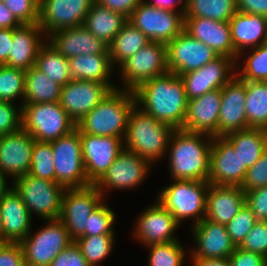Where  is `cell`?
<instances>
[{
  "mask_svg": "<svg viewBox=\"0 0 267 266\" xmlns=\"http://www.w3.org/2000/svg\"><path fill=\"white\" fill-rule=\"evenodd\" d=\"M35 66L60 86L71 80L69 60L47 42L39 50Z\"/></svg>",
  "mask_w": 267,
  "mask_h": 266,
  "instance_id": "obj_39",
  "label": "cell"
},
{
  "mask_svg": "<svg viewBox=\"0 0 267 266\" xmlns=\"http://www.w3.org/2000/svg\"><path fill=\"white\" fill-rule=\"evenodd\" d=\"M167 68L177 75L197 70L219 55L183 30L166 44Z\"/></svg>",
  "mask_w": 267,
  "mask_h": 266,
  "instance_id": "obj_16",
  "label": "cell"
},
{
  "mask_svg": "<svg viewBox=\"0 0 267 266\" xmlns=\"http://www.w3.org/2000/svg\"><path fill=\"white\" fill-rule=\"evenodd\" d=\"M22 128V106L0 100V135L16 132Z\"/></svg>",
  "mask_w": 267,
  "mask_h": 266,
  "instance_id": "obj_47",
  "label": "cell"
},
{
  "mask_svg": "<svg viewBox=\"0 0 267 266\" xmlns=\"http://www.w3.org/2000/svg\"><path fill=\"white\" fill-rule=\"evenodd\" d=\"M0 266H25L23 251L19 243H0Z\"/></svg>",
  "mask_w": 267,
  "mask_h": 266,
  "instance_id": "obj_52",
  "label": "cell"
},
{
  "mask_svg": "<svg viewBox=\"0 0 267 266\" xmlns=\"http://www.w3.org/2000/svg\"><path fill=\"white\" fill-rule=\"evenodd\" d=\"M192 266H230L228 258L191 259Z\"/></svg>",
  "mask_w": 267,
  "mask_h": 266,
  "instance_id": "obj_59",
  "label": "cell"
},
{
  "mask_svg": "<svg viewBox=\"0 0 267 266\" xmlns=\"http://www.w3.org/2000/svg\"><path fill=\"white\" fill-rule=\"evenodd\" d=\"M144 2L156 8L181 12L183 15L187 6V0H144Z\"/></svg>",
  "mask_w": 267,
  "mask_h": 266,
  "instance_id": "obj_56",
  "label": "cell"
},
{
  "mask_svg": "<svg viewBox=\"0 0 267 266\" xmlns=\"http://www.w3.org/2000/svg\"><path fill=\"white\" fill-rule=\"evenodd\" d=\"M28 174L55 182L54 155L50 142L34 141Z\"/></svg>",
  "mask_w": 267,
  "mask_h": 266,
  "instance_id": "obj_43",
  "label": "cell"
},
{
  "mask_svg": "<svg viewBox=\"0 0 267 266\" xmlns=\"http://www.w3.org/2000/svg\"><path fill=\"white\" fill-rule=\"evenodd\" d=\"M8 185V177L0 171V199L12 188Z\"/></svg>",
  "mask_w": 267,
  "mask_h": 266,
  "instance_id": "obj_60",
  "label": "cell"
},
{
  "mask_svg": "<svg viewBox=\"0 0 267 266\" xmlns=\"http://www.w3.org/2000/svg\"><path fill=\"white\" fill-rule=\"evenodd\" d=\"M45 223L36 233L31 230L19 243L25 266H50L53 259L74 242L60 219L45 220Z\"/></svg>",
  "mask_w": 267,
  "mask_h": 266,
  "instance_id": "obj_8",
  "label": "cell"
},
{
  "mask_svg": "<svg viewBox=\"0 0 267 266\" xmlns=\"http://www.w3.org/2000/svg\"><path fill=\"white\" fill-rule=\"evenodd\" d=\"M25 70L0 65V100L24 104ZM20 98V99H18ZM22 98V99H21ZM22 100V102H20Z\"/></svg>",
  "mask_w": 267,
  "mask_h": 266,
  "instance_id": "obj_42",
  "label": "cell"
},
{
  "mask_svg": "<svg viewBox=\"0 0 267 266\" xmlns=\"http://www.w3.org/2000/svg\"><path fill=\"white\" fill-rule=\"evenodd\" d=\"M114 12H119L129 17L133 10L144 0H95Z\"/></svg>",
  "mask_w": 267,
  "mask_h": 266,
  "instance_id": "obj_54",
  "label": "cell"
},
{
  "mask_svg": "<svg viewBox=\"0 0 267 266\" xmlns=\"http://www.w3.org/2000/svg\"><path fill=\"white\" fill-rule=\"evenodd\" d=\"M150 41L164 44L172 41L184 30L181 12L156 8L142 1L127 18Z\"/></svg>",
  "mask_w": 267,
  "mask_h": 266,
  "instance_id": "obj_12",
  "label": "cell"
},
{
  "mask_svg": "<svg viewBox=\"0 0 267 266\" xmlns=\"http://www.w3.org/2000/svg\"><path fill=\"white\" fill-rule=\"evenodd\" d=\"M191 229L195 246L187 250L190 259L228 258L236 249L223 224L204 218Z\"/></svg>",
  "mask_w": 267,
  "mask_h": 266,
  "instance_id": "obj_21",
  "label": "cell"
},
{
  "mask_svg": "<svg viewBox=\"0 0 267 266\" xmlns=\"http://www.w3.org/2000/svg\"><path fill=\"white\" fill-rule=\"evenodd\" d=\"M257 222L251 209L245 204L237 215L225 225L232 242L238 247Z\"/></svg>",
  "mask_w": 267,
  "mask_h": 266,
  "instance_id": "obj_45",
  "label": "cell"
},
{
  "mask_svg": "<svg viewBox=\"0 0 267 266\" xmlns=\"http://www.w3.org/2000/svg\"><path fill=\"white\" fill-rule=\"evenodd\" d=\"M34 141L23 128L0 135V171L11 181L29 173Z\"/></svg>",
  "mask_w": 267,
  "mask_h": 266,
  "instance_id": "obj_22",
  "label": "cell"
},
{
  "mask_svg": "<svg viewBox=\"0 0 267 266\" xmlns=\"http://www.w3.org/2000/svg\"><path fill=\"white\" fill-rule=\"evenodd\" d=\"M10 184L32 218L33 215H37L44 221L60 218L62 196L65 190L62 185L30 174L16 178Z\"/></svg>",
  "mask_w": 267,
  "mask_h": 266,
  "instance_id": "obj_6",
  "label": "cell"
},
{
  "mask_svg": "<svg viewBox=\"0 0 267 266\" xmlns=\"http://www.w3.org/2000/svg\"><path fill=\"white\" fill-rule=\"evenodd\" d=\"M12 41L8 60L4 65L28 70L35 65L39 50L46 43V35L38 23L22 24L13 29Z\"/></svg>",
  "mask_w": 267,
  "mask_h": 266,
  "instance_id": "obj_27",
  "label": "cell"
},
{
  "mask_svg": "<svg viewBox=\"0 0 267 266\" xmlns=\"http://www.w3.org/2000/svg\"><path fill=\"white\" fill-rule=\"evenodd\" d=\"M13 29H0V65H4L11 50Z\"/></svg>",
  "mask_w": 267,
  "mask_h": 266,
  "instance_id": "obj_57",
  "label": "cell"
},
{
  "mask_svg": "<svg viewBox=\"0 0 267 266\" xmlns=\"http://www.w3.org/2000/svg\"><path fill=\"white\" fill-rule=\"evenodd\" d=\"M126 22L127 17L123 14L111 11L94 1L83 26L109 46Z\"/></svg>",
  "mask_w": 267,
  "mask_h": 266,
  "instance_id": "obj_32",
  "label": "cell"
},
{
  "mask_svg": "<svg viewBox=\"0 0 267 266\" xmlns=\"http://www.w3.org/2000/svg\"><path fill=\"white\" fill-rule=\"evenodd\" d=\"M61 88L34 65L25 70L24 104L59 102Z\"/></svg>",
  "mask_w": 267,
  "mask_h": 266,
  "instance_id": "obj_34",
  "label": "cell"
},
{
  "mask_svg": "<svg viewBox=\"0 0 267 266\" xmlns=\"http://www.w3.org/2000/svg\"><path fill=\"white\" fill-rule=\"evenodd\" d=\"M118 67V77L123 83L118 88L134 91L144 82L169 72L166 44L151 41Z\"/></svg>",
  "mask_w": 267,
  "mask_h": 266,
  "instance_id": "obj_9",
  "label": "cell"
},
{
  "mask_svg": "<svg viewBox=\"0 0 267 266\" xmlns=\"http://www.w3.org/2000/svg\"><path fill=\"white\" fill-rule=\"evenodd\" d=\"M245 90L249 128L267 130V82L245 81Z\"/></svg>",
  "mask_w": 267,
  "mask_h": 266,
  "instance_id": "obj_36",
  "label": "cell"
},
{
  "mask_svg": "<svg viewBox=\"0 0 267 266\" xmlns=\"http://www.w3.org/2000/svg\"><path fill=\"white\" fill-rule=\"evenodd\" d=\"M82 158L88 181L94 185L124 149L118 137L80 133Z\"/></svg>",
  "mask_w": 267,
  "mask_h": 266,
  "instance_id": "obj_18",
  "label": "cell"
},
{
  "mask_svg": "<svg viewBox=\"0 0 267 266\" xmlns=\"http://www.w3.org/2000/svg\"><path fill=\"white\" fill-rule=\"evenodd\" d=\"M221 101V89L188 100L186 116L181 130L218 137Z\"/></svg>",
  "mask_w": 267,
  "mask_h": 266,
  "instance_id": "obj_25",
  "label": "cell"
},
{
  "mask_svg": "<svg viewBox=\"0 0 267 266\" xmlns=\"http://www.w3.org/2000/svg\"><path fill=\"white\" fill-rule=\"evenodd\" d=\"M244 205L245 191L241 186L210 184L205 219L226 225Z\"/></svg>",
  "mask_w": 267,
  "mask_h": 266,
  "instance_id": "obj_29",
  "label": "cell"
},
{
  "mask_svg": "<svg viewBox=\"0 0 267 266\" xmlns=\"http://www.w3.org/2000/svg\"><path fill=\"white\" fill-rule=\"evenodd\" d=\"M209 186L205 181L171 180V184L158 191L156 200L180 225L192 219L191 226H194L206 216Z\"/></svg>",
  "mask_w": 267,
  "mask_h": 266,
  "instance_id": "obj_5",
  "label": "cell"
},
{
  "mask_svg": "<svg viewBox=\"0 0 267 266\" xmlns=\"http://www.w3.org/2000/svg\"><path fill=\"white\" fill-rule=\"evenodd\" d=\"M265 186H267V149L260 159L247 169V174L241 188L246 192Z\"/></svg>",
  "mask_w": 267,
  "mask_h": 266,
  "instance_id": "obj_49",
  "label": "cell"
},
{
  "mask_svg": "<svg viewBox=\"0 0 267 266\" xmlns=\"http://www.w3.org/2000/svg\"><path fill=\"white\" fill-rule=\"evenodd\" d=\"M230 266H267V259L257 253L236 247L228 257Z\"/></svg>",
  "mask_w": 267,
  "mask_h": 266,
  "instance_id": "obj_53",
  "label": "cell"
},
{
  "mask_svg": "<svg viewBox=\"0 0 267 266\" xmlns=\"http://www.w3.org/2000/svg\"><path fill=\"white\" fill-rule=\"evenodd\" d=\"M152 166L148 160L124 148L94 186L107 200L109 190H133L142 186Z\"/></svg>",
  "mask_w": 267,
  "mask_h": 266,
  "instance_id": "obj_11",
  "label": "cell"
},
{
  "mask_svg": "<svg viewBox=\"0 0 267 266\" xmlns=\"http://www.w3.org/2000/svg\"><path fill=\"white\" fill-rule=\"evenodd\" d=\"M237 11L236 0H187L184 18L203 17L229 22Z\"/></svg>",
  "mask_w": 267,
  "mask_h": 266,
  "instance_id": "obj_37",
  "label": "cell"
},
{
  "mask_svg": "<svg viewBox=\"0 0 267 266\" xmlns=\"http://www.w3.org/2000/svg\"><path fill=\"white\" fill-rule=\"evenodd\" d=\"M135 105L136 97L133 91L113 89L76 124V128L80 133L124 140L128 119Z\"/></svg>",
  "mask_w": 267,
  "mask_h": 266,
  "instance_id": "obj_3",
  "label": "cell"
},
{
  "mask_svg": "<svg viewBox=\"0 0 267 266\" xmlns=\"http://www.w3.org/2000/svg\"><path fill=\"white\" fill-rule=\"evenodd\" d=\"M71 80H87L113 83L111 76L115 71L110 54H86L69 58Z\"/></svg>",
  "mask_w": 267,
  "mask_h": 266,
  "instance_id": "obj_31",
  "label": "cell"
},
{
  "mask_svg": "<svg viewBox=\"0 0 267 266\" xmlns=\"http://www.w3.org/2000/svg\"><path fill=\"white\" fill-rule=\"evenodd\" d=\"M245 204L257 221H267V186L246 191Z\"/></svg>",
  "mask_w": 267,
  "mask_h": 266,
  "instance_id": "obj_50",
  "label": "cell"
},
{
  "mask_svg": "<svg viewBox=\"0 0 267 266\" xmlns=\"http://www.w3.org/2000/svg\"><path fill=\"white\" fill-rule=\"evenodd\" d=\"M107 204L105 199L89 216L86 236L115 235L113 226L117 216Z\"/></svg>",
  "mask_w": 267,
  "mask_h": 266,
  "instance_id": "obj_44",
  "label": "cell"
},
{
  "mask_svg": "<svg viewBox=\"0 0 267 266\" xmlns=\"http://www.w3.org/2000/svg\"><path fill=\"white\" fill-rule=\"evenodd\" d=\"M221 97L218 137L249 128L245 109V81L235 76L221 88Z\"/></svg>",
  "mask_w": 267,
  "mask_h": 266,
  "instance_id": "obj_23",
  "label": "cell"
},
{
  "mask_svg": "<svg viewBox=\"0 0 267 266\" xmlns=\"http://www.w3.org/2000/svg\"><path fill=\"white\" fill-rule=\"evenodd\" d=\"M212 138L203 133L174 130L166 154L170 178L208 182Z\"/></svg>",
  "mask_w": 267,
  "mask_h": 266,
  "instance_id": "obj_2",
  "label": "cell"
},
{
  "mask_svg": "<svg viewBox=\"0 0 267 266\" xmlns=\"http://www.w3.org/2000/svg\"><path fill=\"white\" fill-rule=\"evenodd\" d=\"M246 51L241 52L237 57L236 76L243 81L267 82V44L262 43L260 46ZM244 57L246 58L242 61L245 62L239 63V59Z\"/></svg>",
  "mask_w": 267,
  "mask_h": 266,
  "instance_id": "obj_38",
  "label": "cell"
},
{
  "mask_svg": "<svg viewBox=\"0 0 267 266\" xmlns=\"http://www.w3.org/2000/svg\"><path fill=\"white\" fill-rule=\"evenodd\" d=\"M234 146L242 165L252 167L267 149V130L246 128L225 136Z\"/></svg>",
  "mask_w": 267,
  "mask_h": 266,
  "instance_id": "obj_33",
  "label": "cell"
},
{
  "mask_svg": "<svg viewBox=\"0 0 267 266\" xmlns=\"http://www.w3.org/2000/svg\"><path fill=\"white\" fill-rule=\"evenodd\" d=\"M0 243H3V227H2L1 214H0Z\"/></svg>",
  "mask_w": 267,
  "mask_h": 266,
  "instance_id": "obj_61",
  "label": "cell"
},
{
  "mask_svg": "<svg viewBox=\"0 0 267 266\" xmlns=\"http://www.w3.org/2000/svg\"><path fill=\"white\" fill-rule=\"evenodd\" d=\"M50 143L54 155L55 182L65 189L92 185L84 168L79 130L75 128L69 134Z\"/></svg>",
  "mask_w": 267,
  "mask_h": 266,
  "instance_id": "obj_10",
  "label": "cell"
},
{
  "mask_svg": "<svg viewBox=\"0 0 267 266\" xmlns=\"http://www.w3.org/2000/svg\"><path fill=\"white\" fill-rule=\"evenodd\" d=\"M118 88L114 83H101L87 80H70L61 88L59 103L70 119L77 124L111 90Z\"/></svg>",
  "mask_w": 267,
  "mask_h": 266,
  "instance_id": "obj_14",
  "label": "cell"
},
{
  "mask_svg": "<svg viewBox=\"0 0 267 266\" xmlns=\"http://www.w3.org/2000/svg\"><path fill=\"white\" fill-rule=\"evenodd\" d=\"M149 42L151 41L139 29L127 21L109 45L112 65L119 66Z\"/></svg>",
  "mask_w": 267,
  "mask_h": 266,
  "instance_id": "obj_35",
  "label": "cell"
},
{
  "mask_svg": "<svg viewBox=\"0 0 267 266\" xmlns=\"http://www.w3.org/2000/svg\"><path fill=\"white\" fill-rule=\"evenodd\" d=\"M229 24L232 43L237 55L265 43L267 17L237 11Z\"/></svg>",
  "mask_w": 267,
  "mask_h": 266,
  "instance_id": "obj_30",
  "label": "cell"
},
{
  "mask_svg": "<svg viewBox=\"0 0 267 266\" xmlns=\"http://www.w3.org/2000/svg\"><path fill=\"white\" fill-rule=\"evenodd\" d=\"M21 25L4 2H0V29H15Z\"/></svg>",
  "mask_w": 267,
  "mask_h": 266,
  "instance_id": "obj_58",
  "label": "cell"
},
{
  "mask_svg": "<svg viewBox=\"0 0 267 266\" xmlns=\"http://www.w3.org/2000/svg\"><path fill=\"white\" fill-rule=\"evenodd\" d=\"M178 76L183 81L187 99L191 100L230 82L236 76V60L218 56L201 68Z\"/></svg>",
  "mask_w": 267,
  "mask_h": 266,
  "instance_id": "obj_15",
  "label": "cell"
},
{
  "mask_svg": "<svg viewBox=\"0 0 267 266\" xmlns=\"http://www.w3.org/2000/svg\"><path fill=\"white\" fill-rule=\"evenodd\" d=\"M3 243H20L32 230V217L16 191L11 188L0 199Z\"/></svg>",
  "mask_w": 267,
  "mask_h": 266,
  "instance_id": "obj_28",
  "label": "cell"
},
{
  "mask_svg": "<svg viewBox=\"0 0 267 266\" xmlns=\"http://www.w3.org/2000/svg\"><path fill=\"white\" fill-rule=\"evenodd\" d=\"M46 42L67 59L86 54H109V46L83 25L50 33Z\"/></svg>",
  "mask_w": 267,
  "mask_h": 266,
  "instance_id": "obj_24",
  "label": "cell"
},
{
  "mask_svg": "<svg viewBox=\"0 0 267 266\" xmlns=\"http://www.w3.org/2000/svg\"><path fill=\"white\" fill-rule=\"evenodd\" d=\"M4 4L21 24L38 23L39 0H5Z\"/></svg>",
  "mask_w": 267,
  "mask_h": 266,
  "instance_id": "obj_48",
  "label": "cell"
},
{
  "mask_svg": "<svg viewBox=\"0 0 267 266\" xmlns=\"http://www.w3.org/2000/svg\"><path fill=\"white\" fill-rule=\"evenodd\" d=\"M174 130L135 105L128 119L124 148L154 166L166 156Z\"/></svg>",
  "mask_w": 267,
  "mask_h": 266,
  "instance_id": "obj_4",
  "label": "cell"
},
{
  "mask_svg": "<svg viewBox=\"0 0 267 266\" xmlns=\"http://www.w3.org/2000/svg\"><path fill=\"white\" fill-rule=\"evenodd\" d=\"M240 12L267 17V0H236Z\"/></svg>",
  "mask_w": 267,
  "mask_h": 266,
  "instance_id": "obj_55",
  "label": "cell"
},
{
  "mask_svg": "<svg viewBox=\"0 0 267 266\" xmlns=\"http://www.w3.org/2000/svg\"><path fill=\"white\" fill-rule=\"evenodd\" d=\"M116 235L81 236L74 242L90 266H99L112 254Z\"/></svg>",
  "mask_w": 267,
  "mask_h": 266,
  "instance_id": "obj_40",
  "label": "cell"
},
{
  "mask_svg": "<svg viewBox=\"0 0 267 266\" xmlns=\"http://www.w3.org/2000/svg\"><path fill=\"white\" fill-rule=\"evenodd\" d=\"M238 247L267 259V221H257Z\"/></svg>",
  "mask_w": 267,
  "mask_h": 266,
  "instance_id": "obj_46",
  "label": "cell"
},
{
  "mask_svg": "<svg viewBox=\"0 0 267 266\" xmlns=\"http://www.w3.org/2000/svg\"><path fill=\"white\" fill-rule=\"evenodd\" d=\"M50 266H90L75 242L61 251Z\"/></svg>",
  "mask_w": 267,
  "mask_h": 266,
  "instance_id": "obj_51",
  "label": "cell"
},
{
  "mask_svg": "<svg viewBox=\"0 0 267 266\" xmlns=\"http://www.w3.org/2000/svg\"><path fill=\"white\" fill-rule=\"evenodd\" d=\"M155 203L143 209L134 224L133 239L145 247L179 240L174 234L180 224L156 200Z\"/></svg>",
  "mask_w": 267,
  "mask_h": 266,
  "instance_id": "obj_19",
  "label": "cell"
},
{
  "mask_svg": "<svg viewBox=\"0 0 267 266\" xmlns=\"http://www.w3.org/2000/svg\"><path fill=\"white\" fill-rule=\"evenodd\" d=\"M136 105L153 118L173 129H182L188 99L182 79L166 73L141 84L133 91Z\"/></svg>",
  "mask_w": 267,
  "mask_h": 266,
  "instance_id": "obj_1",
  "label": "cell"
},
{
  "mask_svg": "<svg viewBox=\"0 0 267 266\" xmlns=\"http://www.w3.org/2000/svg\"><path fill=\"white\" fill-rule=\"evenodd\" d=\"M184 30L212 48L219 56L237 60L238 55L232 43L229 22H220L203 17L184 18Z\"/></svg>",
  "mask_w": 267,
  "mask_h": 266,
  "instance_id": "obj_26",
  "label": "cell"
},
{
  "mask_svg": "<svg viewBox=\"0 0 267 266\" xmlns=\"http://www.w3.org/2000/svg\"><path fill=\"white\" fill-rule=\"evenodd\" d=\"M22 128L35 140L52 142L69 134L76 124L59 102L22 105Z\"/></svg>",
  "mask_w": 267,
  "mask_h": 266,
  "instance_id": "obj_7",
  "label": "cell"
},
{
  "mask_svg": "<svg viewBox=\"0 0 267 266\" xmlns=\"http://www.w3.org/2000/svg\"><path fill=\"white\" fill-rule=\"evenodd\" d=\"M104 200L94 185L64 190L59 219L73 241L86 236L89 216Z\"/></svg>",
  "mask_w": 267,
  "mask_h": 266,
  "instance_id": "obj_13",
  "label": "cell"
},
{
  "mask_svg": "<svg viewBox=\"0 0 267 266\" xmlns=\"http://www.w3.org/2000/svg\"><path fill=\"white\" fill-rule=\"evenodd\" d=\"M183 242L174 240L167 243L154 244L145 248L149 249L148 266H183L190 255L186 253ZM187 259V260H186Z\"/></svg>",
  "mask_w": 267,
  "mask_h": 266,
  "instance_id": "obj_41",
  "label": "cell"
},
{
  "mask_svg": "<svg viewBox=\"0 0 267 266\" xmlns=\"http://www.w3.org/2000/svg\"><path fill=\"white\" fill-rule=\"evenodd\" d=\"M95 0H39L38 25L47 36L84 24Z\"/></svg>",
  "mask_w": 267,
  "mask_h": 266,
  "instance_id": "obj_17",
  "label": "cell"
},
{
  "mask_svg": "<svg viewBox=\"0 0 267 266\" xmlns=\"http://www.w3.org/2000/svg\"><path fill=\"white\" fill-rule=\"evenodd\" d=\"M246 174L247 168L242 165L232 143L226 137H213L208 182L214 185L241 186Z\"/></svg>",
  "mask_w": 267,
  "mask_h": 266,
  "instance_id": "obj_20",
  "label": "cell"
}]
</instances>
